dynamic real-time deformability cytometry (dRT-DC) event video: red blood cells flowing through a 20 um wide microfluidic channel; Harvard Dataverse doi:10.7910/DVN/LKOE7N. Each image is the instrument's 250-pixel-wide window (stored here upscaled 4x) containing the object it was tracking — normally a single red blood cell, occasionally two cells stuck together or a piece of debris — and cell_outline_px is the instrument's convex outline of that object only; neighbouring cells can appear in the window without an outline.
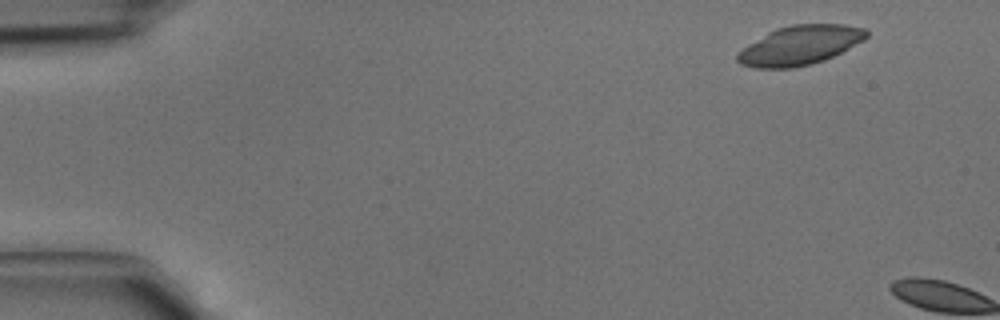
{"species": "common noctule bat (a hibernating species)", "species_latin": "Nyctalus noctula", "temperature_condition": "cold", "stored_images_in_passage": 2, "camera_frame_rate_fps": 3000, "um_per_image_px": 0.085, "animal": {"sex": "male", "body_mass_g": 15.6}, "frame": {"image": 1, "passage_image": 1, "time_ms": 0.0, "image_size_px": [1000, 320], "cell_outline_px": [[868, 36], [864, 40], [824, 60], [812, 64], [792, 68], [756, 68], [740, 64], [736, 60], [736, 52], [748, 44], [768, 32], [776, 28], [792, 24], [844, 24], [864, 28], [868, 32]], "centroid_in_image_um": [67.96, 3.85], "position_along_channel_um": 17.0, "area_um2": 29.54}}